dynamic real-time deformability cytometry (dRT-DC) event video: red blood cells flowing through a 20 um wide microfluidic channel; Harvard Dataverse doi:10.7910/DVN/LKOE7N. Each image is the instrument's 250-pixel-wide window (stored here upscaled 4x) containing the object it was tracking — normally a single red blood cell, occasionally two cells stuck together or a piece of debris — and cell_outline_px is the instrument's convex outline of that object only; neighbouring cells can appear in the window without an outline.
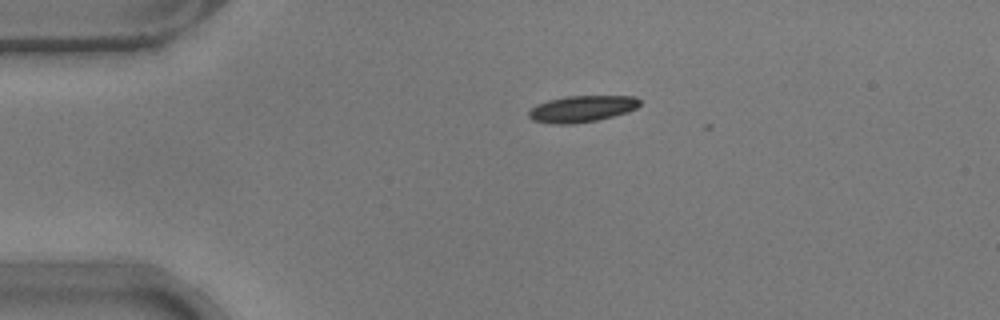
{"species": "common noctule bat (a hibernating species)", "species_latin": "Nyctalus noctula", "temperature_condition": "warm", "stored_images_in_passage": 2, "camera_frame_rate_fps": 3000, "um_per_image_px": 0.085, "animal": {"sex": "male", "body_mass_g": 17.9}, "frame": {"image": 1, "passage_image": 1, "time_ms": 0.0, "image_size_px": [1000, 320], "cell_outline_px": [[640, 104], [636, 108], [628, 112], [596, 120], [572, 124], [552, 124], [532, 120], [528, 116], [528, 112], [536, 104], [548, 100], [564, 96], [636, 96], [640, 100]], "centroid_in_image_um": [49.44, 9.24], "position_along_channel_um": 35.6, "area_um2": 17.17}}